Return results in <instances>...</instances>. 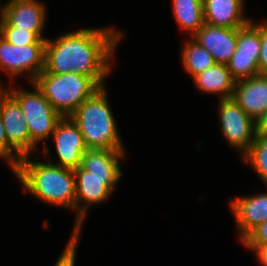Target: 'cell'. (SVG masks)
Listing matches in <instances>:
<instances>
[{
    "label": "cell",
    "instance_id": "3",
    "mask_svg": "<svg viewBox=\"0 0 267 266\" xmlns=\"http://www.w3.org/2000/svg\"><path fill=\"white\" fill-rule=\"evenodd\" d=\"M106 88L101 87L71 115L88 149L125 150L109 106Z\"/></svg>",
    "mask_w": 267,
    "mask_h": 266
},
{
    "label": "cell",
    "instance_id": "18",
    "mask_svg": "<svg viewBox=\"0 0 267 266\" xmlns=\"http://www.w3.org/2000/svg\"><path fill=\"white\" fill-rule=\"evenodd\" d=\"M192 79L201 92L219 94V99L233 97L236 80L232 77L227 64L215 63Z\"/></svg>",
    "mask_w": 267,
    "mask_h": 266
},
{
    "label": "cell",
    "instance_id": "10",
    "mask_svg": "<svg viewBox=\"0 0 267 266\" xmlns=\"http://www.w3.org/2000/svg\"><path fill=\"white\" fill-rule=\"evenodd\" d=\"M0 86V116L8 144L21 156L31 154V138L19 103Z\"/></svg>",
    "mask_w": 267,
    "mask_h": 266
},
{
    "label": "cell",
    "instance_id": "27",
    "mask_svg": "<svg viewBox=\"0 0 267 266\" xmlns=\"http://www.w3.org/2000/svg\"><path fill=\"white\" fill-rule=\"evenodd\" d=\"M255 134L267 136V110L255 120Z\"/></svg>",
    "mask_w": 267,
    "mask_h": 266
},
{
    "label": "cell",
    "instance_id": "16",
    "mask_svg": "<svg viewBox=\"0 0 267 266\" xmlns=\"http://www.w3.org/2000/svg\"><path fill=\"white\" fill-rule=\"evenodd\" d=\"M244 3V0H203L204 21L218 27H242L251 20L243 15Z\"/></svg>",
    "mask_w": 267,
    "mask_h": 266
},
{
    "label": "cell",
    "instance_id": "25",
    "mask_svg": "<svg viewBox=\"0 0 267 266\" xmlns=\"http://www.w3.org/2000/svg\"><path fill=\"white\" fill-rule=\"evenodd\" d=\"M241 242L251 250L256 245L267 244V220L254 228Z\"/></svg>",
    "mask_w": 267,
    "mask_h": 266
},
{
    "label": "cell",
    "instance_id": "13",
    "mask_svg": "<svg viewBox=\"0 0 267 266\" xmlns=\"http://www.w3.org/2000/svg\"><path fill=\"white\" fill-rule=\"evenodd\" d=\"M238 28H225L205 23L192 38L202 45L216 63L227 64L236 51Z\"/></svg>",
    "mask_w": 267,
    "mask_h": 266
},
{
    "label": "cell",
    "instance_id": "2",
    "mask_svg": "<svg viewBox=\"0 0 267 266\" xmlns=\"http://www.w3.org/2000/svg\"><path fill=\"white\" fill-rule=\"evenodd\" d=\"M22 186L33 196L54 206L70 208L75 211L74 169L51 163L30 160L29 155L20 159L13 172Z\"/></svg>",
    "mask_w": 267,
    "mask_h": 266
},
{
    "label": "cell",
    "instance_id": "20",
    "mask_svg": "<svg viewBox=\"0 0 267 266\" xmlns=\"http://www.w3.org/2000/svg\"><path fill=\"white\" fill-rule=\"evenodd\" d=\"M184 43L181 55L182 63L184 69L192 78L216 63L211 53L193 38Z\"/></svg>",
    "mask_w": 267,
    "mask_h": 266
},
{
    "label": "cell",
    "instance_id": "24",
    "mask_svg": "<svg viewBox=\"0 0 267 266\" xmlns=\"http://www.w3.org/2000/svg\"><path fill=\"white\" fill-rule=\"evenodd\" d=\"M80 234L72 233L69 242L62 254L57 259L55 266H75L76 248Z\"/></svg>",
    "mask_w": 267,
    "mask_h": 266
},
{
    "label": "cell",
    "instance_id": "8",
    "mask_svg": "<svg viewBox=\"0 0 267 266\" xmlns=\"http://www.w3.org/2000/svg\"><path fill=\"white\" fill-rule=\"evenodd\" d=\"M219 117L223 136L230 146L244 155L255 139V121L233 98L219 99Z\"/></svg>",
    "mask_w": 267,
    "mask_h": 266
},
{
    "label": "cell",
    "instance_id": "12",
    "mask_svg": "<svg viewBox=\"0 0 267 266\" xmlns=\"http://www.w3.org/2000/svg\"><path fill=\"white\" fill-rule=\"evenodd\" d=\"M0 16L13 27L36 32L42 39L46 8L38 0H9L0 7Z\"/></svg>",
    "mask_w": 267,
    "mask_h": 266
},
{
    "label": "cell",
    "instance_id": "29",
    "mask_svg": "<svg viewBox=\"0 0 267 266\" xmlns=\"http://www.w3.org/2000/svg\"><path fill=\"white\" fill-rule=\"evenodd\" d=\"M260 75L265 79L267 80V69L263 70Z\"/></svg>",
    "mask_w": 267,
    "mask_h": 266
},
{
    "label": "cell",
    "instance_id": "22",
    "mask_svg": "<svg viewBox=\"0 0 267 266\" xmlns=\"http://www.w3.org/2000/svg\"><path fill=\"white\" fill-rule=\"evenodd\" d=\"M0 36L4 38L8 43L15 46H24L28 44H46V39H42L36 32L10 26L1 16Z\"/></svg>",
    "mask_w": 267,
    "mask_h": 266
},
{
    "label": "cell",
    "instance_id": "28",
    "mask_svg": "<svg viewBox=\"0 0 267 266\" xmlns=\"http://www.w3.org/2000/svg\"><path fill=\"white\" fill-rule=\"evenodd\" d=\"M252 250L256 252L259 262H261L263 266H267V244L256 245Z\"/></svg>",
    "mask_w": 267,
    "mask_h": 266
},
{
    "label": "cell",
    "instance_id": "7",
    "mask_svg": "<svg viewBox=\"0 0 267 266\" xmlns=\"http://www.w3.org/2000/svg\"><path fill=\"white\" fill-rule=\"evenodd\" d=\"M44 58L45 44L15 46L0 36V69L6 72L11 79L27 73L33 82L44 70Z\"/></svg>",
    "mask_w": 267,
    "mask_h": 266
},
{
    "label": "cell",
    "instance_id": "23",
    "mask_svg": "<svg viewBox=\"0 0 267 266\" xmlns=\"http://www.w3.org/2000/svg\"><path fill=\"white\" fill-rule=\"evenodd\" d=\"M0 158L7 161L8 165L14 172L22 158L9 144L7 141L5 129L0 116Z\"/></svg>",
    "mask_w": 267,
    "mask_h": 266
},
{
    "label": "cell",
    "instance_id": "14",
    "mask_svg": "<svg viewBox=\"0 0 267 266\" xmlns=\"http://www.w3.org/2000/svg\"><path fill=\"white\" fill-rule=\"evenodd\" d=\"M230 207L242 241L254 228L267 220V192L233 198Z\"/></svg>",
    "mask_w": 267,
    "mask_h": 266
},
{
    "label": "cell",
    "instance_id": "21",
    "mask_svg": "<svg viewBox=\"0 0 267 266\" xmlns=\"http://www.w3.org/2000/svg\"><path fill=\"white\" fill-rule=\"evenodd\" d=\"M243 162L249 163L267 186V136H255L249 150L242 155Z\"/></svg>",
    "mask_w": 267,
    "mask_h": 266
},
{
    "label": "cell",
    "instance_id": "5",
    "mask_svg": "<svg viewBox=\"0 0 267 266\" xmlns=\"http://www.w3.org/2000/svg\"><path fill=\"white\" fill-rule=\"evenodd\" d=\"M34 92L19 88L5 90L19 103L25 115L31 138V153L36 150L39 142L46 141L52 135L62 116L44 97L40 89L32 82Z\"/></svg>",
    "mask_w": 267,
    "mask_h": 266
},
{
    "label": "cell",
    "instance_id": "19",
    "mask_svg": "<svg viewBox=\"0 0 267 266\" xmlns=\"http://www.w3.org/2000/svg\"><path fill=\"white\" fill-rule=\"evenodd\" d=\"M175 20L193 36L204 24L203 0H171Z\"/></svg>",
    "mask_w": 267,
    "mask_h": 266
},
{
    "label": "cell",
    "instance_id": "4",
    "mask_svg": "<svg viewBox=\"0 0 267 266\" xmlns=\"http://www.w3.org/2000/svg\"><path fill=\"white\" fill-rule=\"evenodd\" d=\"M33 83L62 117L70 116L101 88L91 77L73 72H41Z\"/></svg>",
    "mask_w": 267,
    "mask_h": 266
},
{
    "label": "cell",
    "instance_id": "9",
    "mask_svg": "<svg viewBox=\"0 0 267 266\" xmlns=\"http://www.w3.org/2000/svg\"><path fill=\"white\" fill-rule=\"evenodd\" d=\"M260 23L249 21L238 28L236 51L227 63L232 77L238 81L259 74Z\"/></svg>",
    "mask_w": 267,
    "mask_h": 266
},
{
    "label": "cell",
    "instance_id": "17",
    "mask_svg": "<svg viewBox=\"0 0 267 266\" xmlns=\"http://www.w3.org/2000/svg\"><path fill=\"white\" fill-rule=\"evenodd\" d=\"M125 150L88 149L82 158L81 167L86 176L121 177L120 159Z\"/></svg>",
    "mask_w": 267,
    "mask_h": 266
},
{
    "label": "cell",
    "instance_id": "15",
    "mask_svg": "<svg viewBox=\"0 0 267 266\" xmlns=\"http://www.w3.org/2000/svg\"><path fill=\"white\" fill-rule=\"evenodd\" d=\"M232 98L255 121L267 110V80L257 75L236 81Z\"/></svg>",
    "mask_w": 267,
    "mask_h": 266
},
{
    "label": "cell",
    "instance_id": "1",
    "mask_svg": "<svg viewBox=\"0 0 267 266\" xmlns=\"http://www.w3.org/2000/svg\"><path fill=\"white\" fill-rule=\"evenodd\" d=\"M122 37V32L114 28H82L53 41L47 38L42 72L78 73L104 87V80L111 72L109 61Z\"/></svg>",
    "mask_w": 267,
    "mask_h": 266
},
{
    "label": "cell",
    "instance_id": "6",
    "mask_svg": "<svg viewBox=\"0 0 267 266\" xmlns=\"http://www.w3.org/2000/svg\"><path fill=\"white\" fill-rule=\"evenodd\" d=\"M74 175L76 222L73 233L81 234L89 205L105 202L113 194L121 177L86 176V171L81 166L74 169Z\"/></svg>",
    "mask_w": 267,
    "mask_h": 266
},
{
    "label": "cell",
    "instance_id": "11",
    "mask_svg": "<svg viewBox=\"0 0 267 266\" xmlns=\"http://www.w3.org/2000/svg\"><path fill=\"white\" fill-rule=\"evenodd\" d=\"M59 159L56 165L76 169L81 166L82 158L88 148L77 124L70 116L62 117L52 133Z\"/></svg>",
    "mask_w": 267,
    "mask_h": 266
},
{
    "label": "cell",
    "instance_id": "26",
    "mask_svg": "<svg viewBox=\"0 0 267 266\" xmlns=\"http://www.w3.org/2000/svg\"><path fill=\"white\" fill-rule=\"evenodd\" d=\"M259 74L267 69V21L260 23V54L258 58Z\"/></svg>",
    "mask_w": 267,
    "mask_h": 266
}]
</instances>
